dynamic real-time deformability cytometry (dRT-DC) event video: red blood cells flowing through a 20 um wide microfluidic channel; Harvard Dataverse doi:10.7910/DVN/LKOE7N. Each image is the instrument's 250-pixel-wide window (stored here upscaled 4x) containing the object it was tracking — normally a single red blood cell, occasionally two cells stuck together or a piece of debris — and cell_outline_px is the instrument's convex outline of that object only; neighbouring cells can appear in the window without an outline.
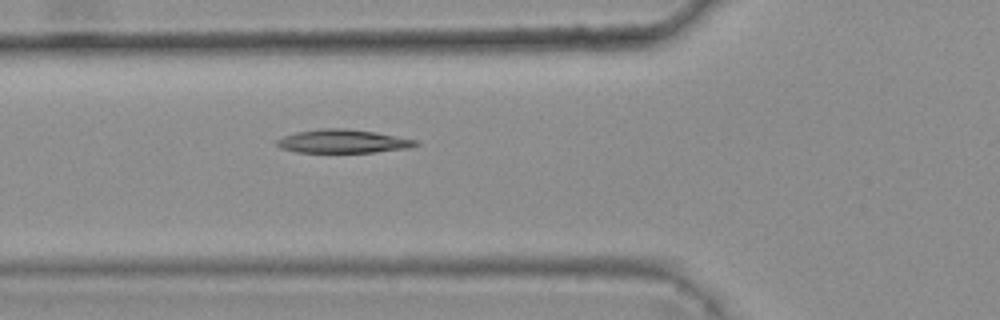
{"species": "common noctule bat (a hibernating species)", "species_latin": "Nyctalus noctula", "temperature_condition": "warm", "stored_images_in_passage": 4, "camera_frame_rate_fps": 3000, "um_per_image_px": 0.085, "animal": {"sex": "female", "body_mass_g": 25.1}, "frame": {"image": 1, "passage_image": 4, "time_ms": 1.0, "image_size_px": [1000, 320], "cell_outline_px": [[420, 144], [408, 148], [376, 152], [296, 152], [280, 148], [276, 144], [276, 140], [284, 136], [296, 132], [320, 128], [348, 128], [376, 132], [420, 140]], "centroid_in_image_um": [29.18, 12.0], "position_along_channel_um": 96.6, "area_um2": 19.19}}